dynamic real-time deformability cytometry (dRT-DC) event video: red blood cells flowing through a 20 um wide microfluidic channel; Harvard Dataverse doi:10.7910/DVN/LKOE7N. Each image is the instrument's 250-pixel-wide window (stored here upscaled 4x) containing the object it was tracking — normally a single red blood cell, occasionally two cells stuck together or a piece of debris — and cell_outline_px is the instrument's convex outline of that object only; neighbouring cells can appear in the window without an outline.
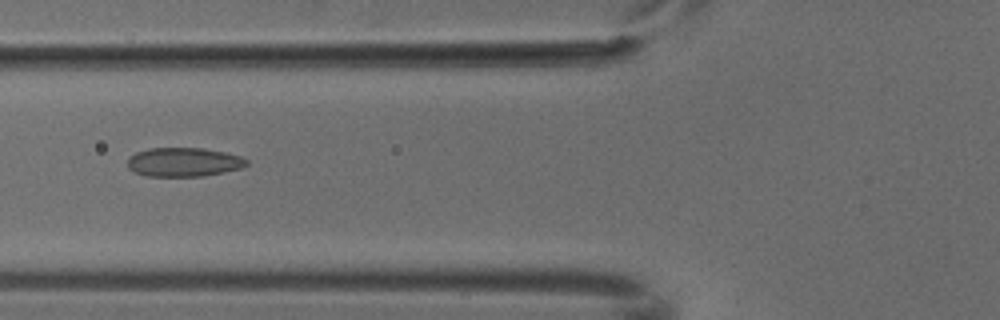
{"species": "common noctule bat (a hibernating species)", "species_latin": "Nyctalus noctula", "temperature_condition": "cold", "stored_images_in_passage": 6, "camera_frame_rate_fps": 3000, "um_per_image_px": 0.085, "animal": {"sex": "male", "body_mass_g": 18.8}, "frame": {"image": 1, "passage_image": 6, "time_ms": 1.667, "image_size_px": [1000, 320], "cell_outline_px": [[248, 164], [240, 168], [224, 172], [204, 176], [148, 176], [136, 172], [128, 168], [128, 156], [136, 152], [148, 148], [204, 148], [224, 152], [240, 156], [248, 160]], "centroid_in_image_um": [15.61, 13.77], "position_along_channel_um": 110.2, "area_um2": 20.11}}